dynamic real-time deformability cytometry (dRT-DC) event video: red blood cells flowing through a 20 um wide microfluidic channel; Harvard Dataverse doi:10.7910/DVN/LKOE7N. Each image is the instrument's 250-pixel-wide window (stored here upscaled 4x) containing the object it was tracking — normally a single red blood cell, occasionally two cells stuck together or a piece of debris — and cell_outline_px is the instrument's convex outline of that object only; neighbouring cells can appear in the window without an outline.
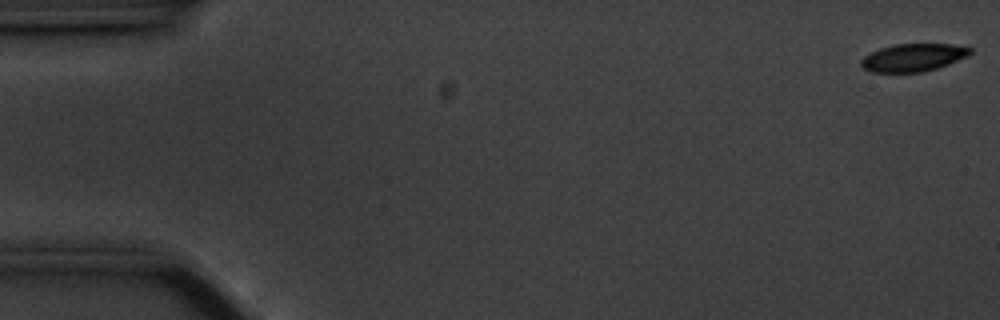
{"species": "common noctule bat (a hibernating species)", "species_latin": "Nyctalus noctula", "temperature_condition": "cold", "stored_images_in_passage": 57, "camera_frame_rate_fps": 3000, "um_per_image_px": 0.085, "animal": {"sex": "male", "body_mass_g": 20.1, "forearm_length_mm": 53.5}, "frame": {"image": 1, "passage_image": 1, "time_ms": 0.0, "image_size_px": [1000, 320], "cell_outline_px": [[972, 52], [968, 56], [948, 64], [936, 68], [920, 72], [872, 72], [864, 68], [860, 64], [860, 60], [864, 56], [880, 48], [892, 44], [968, 44], [972, 48]], "centroid_in_image_um": [77.67, 4.87], "position_along_channel_um": 7.3, "area_um2": 17.8}}
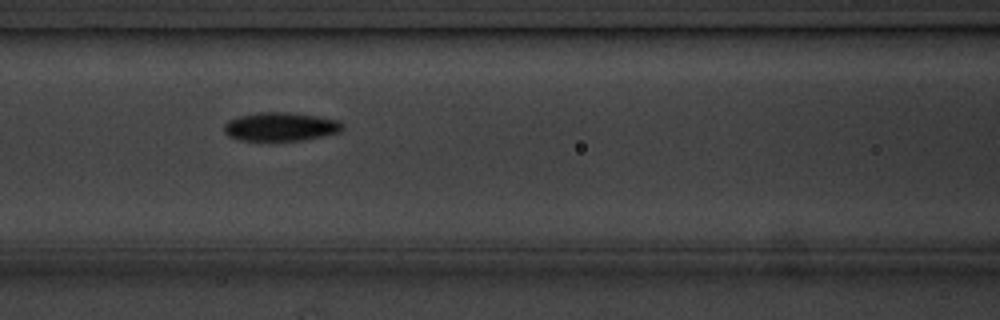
{"frame": {"image": 2, "passage_image": 24, "time_ms": 7.667, "image_size_px": [1000, 320], "cell_outline_px": [[344, 128], [340, 132], [324, 136], [304, 140], [236, 140], [228, 136], [224, 132], [224, 124], [228, 120], [240, 116], [260, 112], [292, 112], [340, 120], [344, 124]], "centroid_in_image_um": [23.87, 10.77], "position_along_channel_um": 142.7, "area_um2": 19.94}}
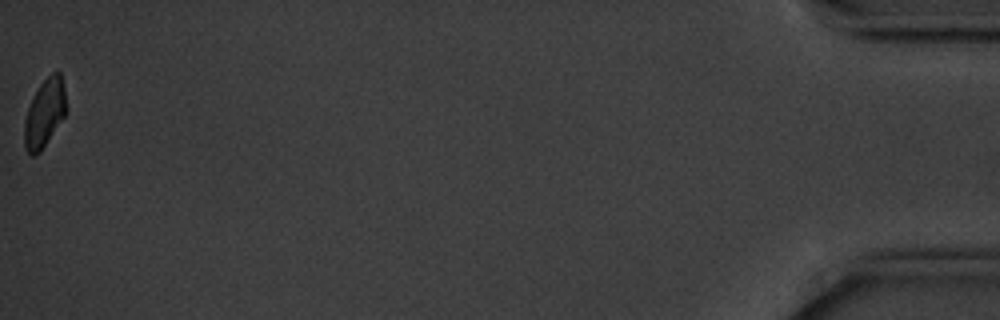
{"frame": {"image": 3, "passage_image": 57, "time_ms": 18.667, "image_size_px": [1000, 320], "cell_outline_px": [[64, 116], [40, 152], [36, 156], [32, 156], [24, 148], [24, 120], [28, 108], [40, 84], [56, 68], [60, 72], [64, 88]], "centroid_in_image_um": [3.76, 9.63], "position_along_channel_um": 431.4, "area_um2": 16.24}, "authors_computed_cell_mechanics": {"area_um2": 19.0162, "velocity_mm_per_s": 3.5156, "shape_relaxation_time_tau1_ms": 2.2422, "shape_relaxation_time_tau2_ms": null, "deformation_change_tau1": 0.1075, "deformation_change_tau2": null}}